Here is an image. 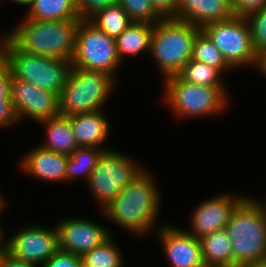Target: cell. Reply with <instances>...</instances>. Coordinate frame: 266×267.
I'll use <instances>...</instances> for the list:
<instances>
[{
	"label": "cell",
	"mask_w": 266,
	"mask_h": 267,
	"mask_svg": "<svg viewBox=\"0 0 266 267\" xmlns=\"http://www.w3.org/2000/svg\"><path fill=\"white\" fill-rule=\"evenodd\" d=\"M147 166L111 201L101 213V218L134 238L150 237L163 224L158 221L162 212L161 190L158 188L154 172ZM160 215V216H159ZM153 232V233H152ZM150 234V235H148ZM135 235V236H134Z\"/></svg>",
	"instance_id": "6da1fadb"
},
{
	"label": "cell",
	"mask_w": 266,
	"mask_h": 267,
	"mask_svg": "<svg viewBox=\"0 0 266 267\" xmlns=\"http://www.w3.org/2000/svg\"><path fill=\"white\" fill-rule=\"evenodd\" d=\"M4 34L21 50L30 54L72 61L76 34L83 19L41 21L21 17Z\"/></svg>",
	"instance_id": "7a4b0ae2"
},
{
	"label": "cell",
	"mask_w": 266,
	"mask_h": 267,
	"mask_svg": "<svg viewBox=\"0 0 266 267\" xmlns=\"http://www.w3.org/2000/svg\"><path fill=\"white\" fill-rule=\"evenodd\" d=\"M161 83L160 101L170 110L176 123L224 115L232 103L228 88L191 84L178 75L168 77Z\"/></svg>",
	"instance_id": "3957f363"
},
{
	"label": "cell",
	"mask_w": 266,
	"mask_h": 267,
	"mask_svg": "<svg viewBox=\"0 0 266 267\" xmlns=\"http://www.w3.org/2000/svg\"><path fill=\"white\" fill-rule=\"evenodd\" d=\"M225 230L231 241L233 267L266 260V205L248 195L234 210Z\"/></svg>",
	"instance_id": "277c9868"
},
{
	"label": "cell",
	"mask_w": 266,
	"mask_h": 267,
	"mask_svg": "<svg viewBox=\"0 0 266 267\" xmlns=\"http://www.w3.org/2000/svg\"><path fill=\"white\" fill-rule=\"evenodd\" d=\"M200 31L201 28L176 18H163L153 25L149 57L163 80L178 75L191 59Z\"/></svg>",
	"instance_id": "5b68a950"
},
{
	"label": "cell",
	"mask_w": 266,
	"mask_h": 267,
	"mask_svg": "<svg viewBox=\"0 0 266 267\" xmlns=\"http://www.w3.org/2000/svg\"><path fill=\"white\" fill-rule=\"evenodd\" d=\"M119 82L107 72L72 67L59 96L60 115L69 117L107 109L105 106Z\"/></svg>",
	"instance_id": "8992f818"
},
{
	"label": "cell",
	"mask_w": 266,
	"mask_h": 267,
	"mask_svg": "<svg viewBox=\"0 0 266 267\" xmlns=\"http://www.w3.org/2000/svg\"><path fill=\"white\" fill-rule=\"evenodd\" d=\"M4 65L13 78L29 82L58 97L72 68L71 61L30 54L19 49L5 34Z\"/></svg>",
	"instance_id": "52a82bcc"
},
{
	"label": "cell",
	"mask_w": 266,
	"mask_h": 267,
	"mask_svg": "<svg viewBox=\"0 0 266 267\" xmlns=\"http://www.w3.org/2000/svg\"><path fill=\"white\" fill-rule=\"evenodd\" d=\"M136 159L115 148L103 152L86 183L96 205L100 207L99 211L147 167Z\"/></svg>",
	"instance_id": "ba28073f"
},
{
	"label": "cell",
	"mask_w": 266,
	"mask_h": 267,
	"mask_svg": "<svg viewBox=\"0 0 266 267\" xmlns=\"http://www.w3.org/2000/svg\"><path fill=\"white\" fill-rule=\"evenodd\" d=\"M201 30L219 49L234 71L246 67L253 69L256 51L252 42L251 27L246 17L232 16L225 21L207 24Z\"/></svg>",
	"instance_id": "9c48e42d"
},
{
	"label": "cell",
	"mask_w": 266,
	"mask_h": 267,
	"mask_svg": "<svg viewBox=\"0 0 266 267\" xmlns=\"http://www.w3.org/2000/svg\"><path fill=\"white\" fill-rule=\"evenodd\" d=\"M71 64L84 70L107 72L119 80L118 71L122 63L117 54L116 39L83 19L77 30Z\"/></svg>",
	"instance_id": "30bf717a"
},
{
	"label": "cell",
	"mask_w": 266,
	"mask_h": 267,
	"mask_svg": "<svg viewBox=\"0 0 266 267\" xmlns=\"http://www.w3.org/2000/svg\"><path fill=\"white\" fill-rule=\"evenodd\" d=\"M35 224L16 226L10 235L7 232L5 251L18 260L41 267L59 250L58 231L55 224L52 227Z\"/></svg>",
	"instance_id": "8fae6325"
},
{
	"label": "cell",
	"mask_w": 266,
	"mask_h": 267,
	"mask_svg": "<svg viewBox=\"0 0 266 267\" xmlns=\"http://www.w3.org/2000/svg\"><path fill=\"white\" fill-rule=\"evenodd\" d=\"M247 195L221 191L218 195L200 201L191 208L189 225L185 230L198 239L214 231L224 230L234 210Z\"/></svg>",
	"instance_id": "7c38bea8"
},
{
	"label": "cell",
	"mask_w": 266,
	"mask_h": 267,
	"mask_svg": "<svg viewBox=\"0 0 266 267\" xmlns=\"http://www.w3.org/2000/svg\"><path fill=\"white\" fill-rule=\"evenodd\" d=\"M10 96L20 123L24 119L39 123L60 115L59 97L29 82L12 77Z\"/></svg>",
	"instance_id": "4fadbf2b"
},
{
	"label": "cell",
	"mask_w": 266,
	"mask_h": 267,
	"mask_svg": "<svg viewBox=\"0 0 266 267\" xmlns=\"http://www.w3.org/2000/svg\"><path fill=\"white\" fill-rule=\"evenodd\" d=\"M58 231L59 250L82 256L105 241L111 234L108 225L82 216L63 217L54 223Z\"/></svg>",
	"instance_id": "5bb4252c"
},
{
	"label": "cell",
	"mask_w": 266,
	"mask_h": 267,
	"mask_svg": "<svg viewBox=\"0 0 266 267\" xmlns=\"http://www.w3.org/2000/svg\"><path fill=\"white\" fill-rule=\"evenodd\" d=\"M155 234L170 267H205L200 240L183 227L166 223Z\"/></svg>",
	"instance_id": "9a60e30c"
},
{
	"label": "cell",
	"mask_w": 266,
	"mask_h": 267,
	"mask_svg": "<svg viewBox=\"0 0 266 267\" xmlns=\"http://www.w3.org/2000/svg\"><path fill=\"white\" fill-rule=\"evenodd\" d=\"M29 150L20 156L21 159L18 162L20 173L34 180L66 185V166L69 155L46 150L38 144Z\"/></svg>",
	"instance_id": "2e32d148"
},
{
	"label": "cell",
	"mask_w": 266,
	"mask_h": 267,
	"mask_svg": "<svg viewBox=\"0 0 266 267\" xmlns=\"http://www.w3.org/2000/svg\"><path fill=\"white\" fill-rule=\"evenodd\" d=\"M104 111L105 109H102L68 117L79 147L113 149L106 145L111 137L112 129L107 113Z\"/></svg>",
	"instance_id": "e0dca14e"
},
{
	"label": "cell",
	"mask_w": 266,
	"mask_h": 267,
	"mask_svg": "<svg viewBox=\"0 0 266 267\" xmlns=\"http://www.w3.org/2000/svg\"><path fill=\"white\" fill-rule=\"evenodd\" d=\"M232 16L231 6L224 0H178L175 18L203 28Z\"/></svg>",
	"instance_id": "ac0fdd59"
},
{
	"label": "cell",
	"mask_w": 266,
	"mask_h": 267,
	"mask_svg": "<svg viewBox=\"0 0 266 267\" xmlns=\"http://www.w3.org/2000/svg\"><path fill=\"white\" fill-rule=\"evenodd\" d=\"M38 124L43 126L45 133L43 142L38 144L42 148L69 156L79 148L67 116L59 115Z\"/></svg>",
	"instance_id": "d6986e66"
},
{
	"label": "cell",
	"mask_w": 266,
	"mask_h": 267,
	"mask_svg": "<svg viewBox=\"0 0 266 267\" xmlns=\"http://www.w3.org/2000/svg\"><path fill=\"white\" fill-rule=\"evenodd\" d=\"M153 25L146 22H131L116 38L117 54L121 63L140 54L149 56Z\"/></svg>",
	"instance_id": "ffe728a7"
},
{
	"label": "cell",
	"mask_w": 266,
	"mask_h": 267,
	"mask_svg": "<svg viewBox=\"0 0 266 267\" xmlns=\"http://www.w3.org/2000/svg\"><path fill=\"white\" fill-rule=\"evenodd\" d=\"M205 267H233V251L226 230L214 231L199 239Z\"/></svg>",
	"instance_id": "44dd1931"
},
{
	"label": "cell",
	"mask_w": 266,
	"mask_h": 267,
	"mask_svg": "<svg viewBox=\"0 0 266 267\" xmlns=\"http://www.w3.org/2000/svg\"><path fill=\"white\" fill-rule=\"evenodd\" d=\"M23 17L41 21L81 19L77 0H32Z\"/></svg>",
	"instance_id": "7402d4cb"
},
{
	"label": "cell",
	"mask_w": 266,
	"mask_h": 267,
	"mask_svg": "<svg viewBox=\"0 0 266 267\" xmlns=\"http://www.w3.org/2000/svg\"><path fill=\"white\" fill-rule=\"evenodd\" d=\"M106 149L96 147H79L68 159L66 166V183H75L77 180L86 184L97 161Z\"/></svg>",
	"instance_id": "603a6c76"
},
{
	"label": "cell",
	"mask_w": 266,
	"mask_h": 267,
	"mask_svg": "<svg viewBox=\"0 0 266 267\" xmlns=\"http://www.w3.org/2000/svg\"><path fill=\"white\" fill-rule=\"evenodd\" d=\"M111 234L100 245L81 256L83 263L89 267H125L126 255L121 252L118 242Z\"/></svg>",
	"instance_id": "cb8c5ba5"
},
{
	"label": "cell",
	"mask_w": 266,
	"mask_h": 267,
	"mask_svg": "<svg viewBox=\"0 0 266 267\" xmlns=\"http://www.w3.org/2000/svg\"><path fill=\"white\" fill-rule=\"evenodd\" d=\"M98 30L116 39L132 22L128 14L119 4L99 9L87 19Z\"/></svg>",
	"instance_id": "d4e9b609"
},
{
	"label": "cell",
	"mask_w": 266,
	"mask_h": 267,
	"mask_svg": "<svg viewBox=\"0 0 266 267\" xmlns=\"http://www.w3.org/2000/svg\"><path fill=\"white\" fill-rule=\"evenodd\" d=\"M178 76L185 82L211 86L218 88H227L224 74L217 68L208 64L190 59L183 67ZM225 81V82H224Z\"/></svg>",
	"instance_id": "484cf974"
},
{
	"label": "cell",
	"mask_w": 266,
	"mask_h": 267,
	"mask_svg": "<svg viewBox=\"0 0 266 267\" xmlns=\"http://www.w3.org/2000/svg\"><path fill=\"white\" fill-rule=\"evenodd\" d=\"M191 59L217 68L225 76L227 73L234 71L227 64L219 49L202 30L197 34L194 40Z\"/></svg>",
	"instance_id": "4316f807"
},
{
	"label": "cell",
	"mask_w": 266,
	"mask_h": 267,
	"mask_svg": "<svg viewBox=\"0 0 266 267\" xmlns=\"http://www.w3.org/2000/svg\"><path fill=\"white\" fill-rule=\"evenodd\" d=\"M132 22L155 24L163 18L155 11L150 0H117Z\"/></svg>",
	"instance_id": "83f0119b"
},
{
	"label": "cell",
	"mask_w": 266,
	"mask_h": 267,
	"mask_svg": "<svg viewBox=\"0 0 266 267\" xmlns=\"http://www.w3.org/2000/svg\"><path fill=\"white\" fill-rule=\"evenodd\" d=\"M246 18L251 27L252 42L256 53L266 50V7L253 11Z\"/></svg>",
	"instance_id": "f1b7e54d"
},
{
	"label": "cell",
	"mask_w": 266,
	"mask_h": 267,
	"mask_svg": "<svg viewBox=\"0 0 266 267\" xmlns=\"http://www.w3.org/2000/svg\"><path fill=\"white\" fill-rule=\"evenodd\" d=\"M81 256L58 250L41 267H80Z\"/></svg>",
	"instance_id": "f546056e"
},
{
	"label": "cell",
	"mask_w": 266,
	"mask_h": 267,
	"mask_svg": "<svg viewBox=\"0 0 266 267\" xmlns=\"http://www.w3.org/2000/svg\"><path fill=\"white\" fill-rule=\"evenodd\" d=\"M117 3V0H77V8L81 19H88L99 9Z\"/></svg>",
	"instance_id": "4dcf8cb0"
},
{
	"label": "cell",
	"mask_w": 266,
	"mask_h": 267,
	"mask_svg": "<svg viewBox=\"0 0 266 267\" xmlns=\"http://www.w3.org/2000/svg\"><path fill=\"white\" fill-rule=\"evenodd\" d=\"M20 122L14 111L11 99H0V130H6L18 125Z\"/></svg>",
	"instance_id": "1f68e13d"
},
{
	"label": "cell",
	"mask_w": 266,
	"mask_h": 267,
	"mask_svg": "<svg viewBox=\"0 0 266 267\" xmlns=\"http://www.w3.org/2000/svg\"><path fill=\"white\" fill-rule=\"evenodd\" d=\"M266 7V0H233V16L247 17L250 13Z\"/></svg>",
	"instance_id": "d6a6232c"
},
{
	"label": "cell",
	"mask_w": 266,
	"mask_h": 267,
	"mask_svg": "<svg viewBox=\"0 0 266 267\" xmlns=\"http://www.w3.org/2000/svg\"><path fill=\"white\" fill-rule=\"evenodd\" d=\"M155 11L162 18H175L177 16L178 0H150Z\"/></svg>",
	"instance_id": "836d02e7"
},
{
	"label": "cell",
	"mask_w": 266,
	"mask_h": 267,
	"mask_svg": "<svg viewBox=\"0 0 266 267\" xmlns=\"http://www.w3.org/2000/svg\"><path fill=\"white\" fill-rule=\"evenodd\" d=\"M11 80L10 70L4 65L0 69V99H11Z\"/></svg>",
	"instance_id": "e575fe53"
},
{
	"label": "cell",
	"mask_w": 266,
	"mask_h": 267,
	"mask_svg": "<svg viewBox=\"0 0 266 267\" xmlns=\"http://www.w3.org/2000/svg\"><path fill=\"white\" fill-rule=\"evenodd\" d=\"M0 267H38L34 264L18 260L8 254L5 250L0 253Z\"/></svg>",
	"instance_id": "d590c367"
},
{
	"label": "cell",
	"mask_w": 266,
	"mask_h": 267,
	"mask_svg": "<svg viewBox=\"0 0 266 267\" xmlns=\"http://www.w3.org/2000/svg\"><path fill=\"white\" fill-rule=\"evenodd\" d=\"M253 68H255L253 71L257 69L260 76L266 78V50L256 53V60Z\"/></svg>",
	"instance_id": "8d00e7d4"
},
{
	"label": "cell",
	"mask_w": 266,
	"mask_h": 267,
	"mask_svg": "<svg viewBox=\"0 0 266 267\" xmlns=\"http://www.w3.org/2000/svg\"><path fill=\"white\" fill-rule=\"evenodd\" d=\"M1 219V218H0ZM5 239H6V230L0 220V253L5 250Z\"/></svg>",
	"instance_id": "74e56055"
},
{
	"label": "cell",
	"mask_w": 266,
	"mask_h": 267,
	"mask_svg": "<svg viewBox=\"0 0 266 267\" xmlns=\"http://www.w3.org/2000/svg\"><path fill=\"white\" fill-rule=\"evenodd\" d=\"M10 206L9 202L7 201L5 195H3V192L0 190V216L3 214L4 209H8L7 207Z\"/></svg>",
	"instance_id": "f35d334b"
},
{
	"label": "cell",
	"mask_w": 266,
	"mask_h": 267,
	"mask_svg": "<svg viewBox=\"0 0 266 267\" xmlns=\"http://www.w3.org/2000/svg\"><path fill=\"white\" fill-rule=\"evenodd\" d=\"M4 66V33L0 34V69Z\"/></svg>",
	"instance_id": "ab89813d"
},
{
	"label": "cell",
	"mask_w": 266,
	"mask_h": 267,
	"mask_svg": "<svg viewBox=\"0 0 266 267\" xmlns=\"http://www.w3.org/2000/svg\"><path fill=\"white\" fill-rule=\"evenodd\" d=\"M8 1V0H6ZM11 3L13 2L16 6L25 7V9L30 5L32 0H9Z\"/></svg>",
	"instance_id": "60d3db41"
},
{
	"label": "cell",
	"mask_w": 266,
	"mask_h": 267,
	"mask_svg": "<svg viewBox=\"0 0 266 267\" xmlns=\"http://www.w3.org/2000/svg\"><path fill=\"white\" fill-rule=\"evenodd\" d=\"M242 267H266V262L251 263Z\"/></svg>",
	"instance_id": "b9f144b4"
},
{
	"label": "cell",
	"mask_w": 266,
	"mask_h": 267,
	"mask_svg": "<svg viewBox=\"0 0 266 267\" xmlns=\"http://www.w3.org/2000/svg\"><path fill=\"white\" fill-rule=\"evenodd\" d=\"M226 3H228L230 6L233 5V0H224Z\"/></svg>",
	"instance_id": "7bdbcfd3"
},
{
	"label": "cell",
	"mask_w": 266,
	"mask_h": 267,
	"mask_svg": "<svg viewBox=\"0 0 266 267\" xmlns=\"http://www.w3.org/2000/svg\"><path fill=\"white\" fill-rule=\"evenodd\" d=\"M80 267H89L88 265H86L85 263H83L82 261L80 262Z\"/></svg>",
	"instance_id": "ee69618b"
}]
</instances>
